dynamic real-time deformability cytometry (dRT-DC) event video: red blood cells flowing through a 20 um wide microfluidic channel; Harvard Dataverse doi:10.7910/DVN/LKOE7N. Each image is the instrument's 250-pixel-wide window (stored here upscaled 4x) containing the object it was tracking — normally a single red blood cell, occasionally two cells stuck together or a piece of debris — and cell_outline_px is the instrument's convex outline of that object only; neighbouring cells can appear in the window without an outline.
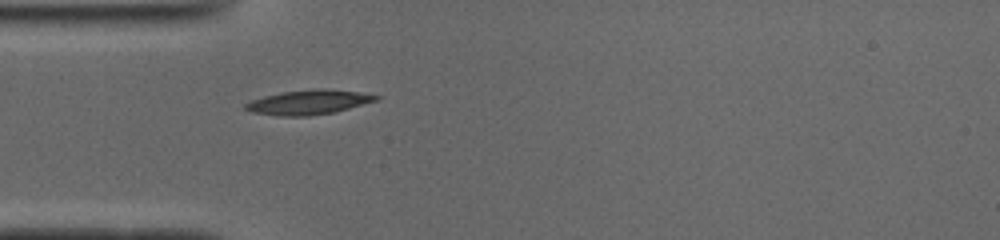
{"species": "common noctule bat (a hibernating species)", "species_latin": "Nyctalus noctula", "temperature_condition": "cold", "stored_images_in_passage": 37, "camera_frame_rate_fps": 3000, "um_per_image_px": 0.085, "animal": {"sex": "male", "body_mass_g": 19.0, "forearm_length_mm": 50.8}, "frame": {"image": 1, "passage_image": 1, "time_ms": 0.0, "image_size_px": [1000, 240], "cell_outline_px": [[380, 100], [332, 112], [308, 116], [276, 116], [252, 112], [244, 108], [244, 104], [252, 100], [264, 96], [280, 92], [356, 92], [380, 96]], "centroid_in_image_um": [26.14, 8.75], "position_along_channel_um": 58.9, "area_um2": 17.4}}
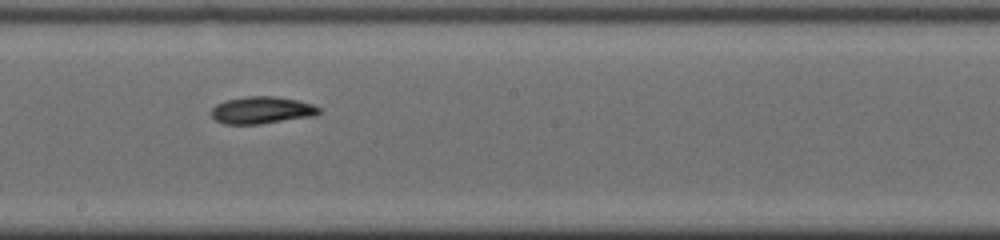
{"frame": {"image": 2, "passage_image": 14, "time_ms": 4.333, "image_size_px": [1000, 240], "cell_outline_px": [[320, 112], [316, 116], [260, 124], [224, 124], [216, 120], [212, 116], [212, 108], [216, 104], [224, 100], [244, 96], [276, 96], [300, 100], [312, 104], [320, 108]], "centroid_in_image_um": [22.27, 9.35], "position_along_channel_um": 225.9, "area_um2": 17.28}}
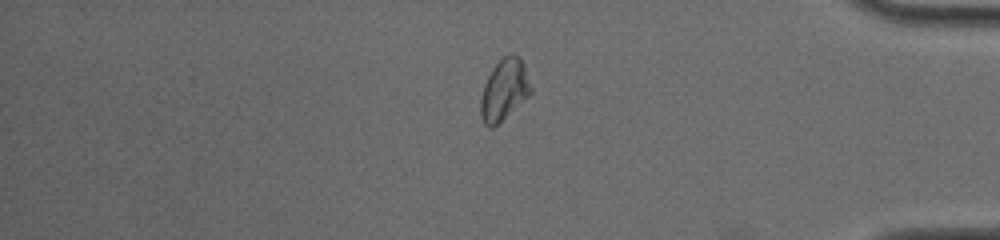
{"frame": {"image": 3, "passage_image": 29, "time_ms": 9.333, "image_size_px": [1000, 240], "cell_outline_px": [[532, 92], [528, 96], [492, 128], [488, 128], [484, 124], [480, 116], [480, 100], [484, 84], [492, 68], [504, 56], [512, 52], [520, 56], [524, 64], [532, 88]], "centroid_in_image_um": [42.85, 7.61], "position_along_channel_um": 392.3, "area_um2": 17.86}, "authors_computed_cell_mechanics": {"area_um2": 17.3978, "velocity_mm_per_s": 3.9114, "shape_relaxation_time_tau1_ms": 3.4694, "shape_relaxation_time_tau2_ms": null, "deformation_change_tau1": 0.1115, "deformation_change_tau2": null}}